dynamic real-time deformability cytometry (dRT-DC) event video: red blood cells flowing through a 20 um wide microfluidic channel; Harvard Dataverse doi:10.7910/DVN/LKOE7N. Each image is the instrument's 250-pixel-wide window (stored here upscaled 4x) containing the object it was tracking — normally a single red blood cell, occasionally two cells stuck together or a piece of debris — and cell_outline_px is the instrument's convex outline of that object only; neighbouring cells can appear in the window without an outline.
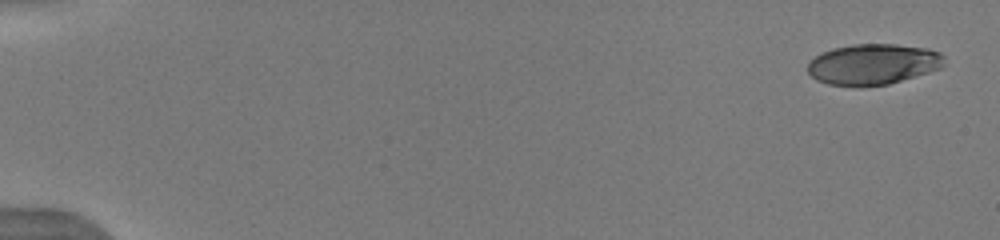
{"species": "human", "species_latin": "Homo sapiens", "temperature_condition": "warm", "stored_images_in_passage": 10, "camera_frame_rate_fps": 3000, "um_per_image_px": 0.085, "donor": {"sex": "male"}, "frame": {"image": 1, "passage_image": 1, "time_ms": 0.0, "image_size_px": [1000, 240], "cell_outline_px": [[944, 64], [940, 68], [928, 72], [888, 84], [828, 84], [816, 80], [808, 72], [808, 64], [816, 56], [832, 48], [852, 44], [896, 44], [928, 48], [940, 52], [944, 56]], "centroid_in_image_um": [74.24, 5.42], "position_along_channel_um": 10.8, "area_um2": 31.79}}
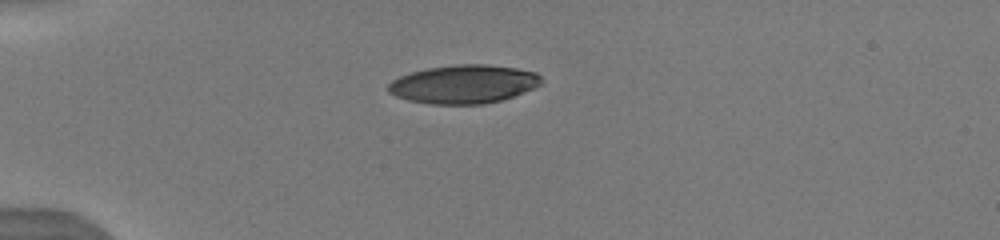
{"frame": {"image": 2, "passage_image": 6, "time_ms": 4.333, "image_size_px": [1000, 240], "cell_outline_px": [[544, 80], [540, 84], [532, 88], [512, 96], [500, 100], [484, 104], [432, 104], [408, 100], [396, 96], [388, 92], [388, 84], [392, 80], [400, 76], [412, 72], [428, 68], [456, 64], [488, 64], [516, 68], [536, 72]], "centroid_in_image_um": [39.41, 7.15], "position_along_channel_um": 45.6, "area_um2": 34.22}}